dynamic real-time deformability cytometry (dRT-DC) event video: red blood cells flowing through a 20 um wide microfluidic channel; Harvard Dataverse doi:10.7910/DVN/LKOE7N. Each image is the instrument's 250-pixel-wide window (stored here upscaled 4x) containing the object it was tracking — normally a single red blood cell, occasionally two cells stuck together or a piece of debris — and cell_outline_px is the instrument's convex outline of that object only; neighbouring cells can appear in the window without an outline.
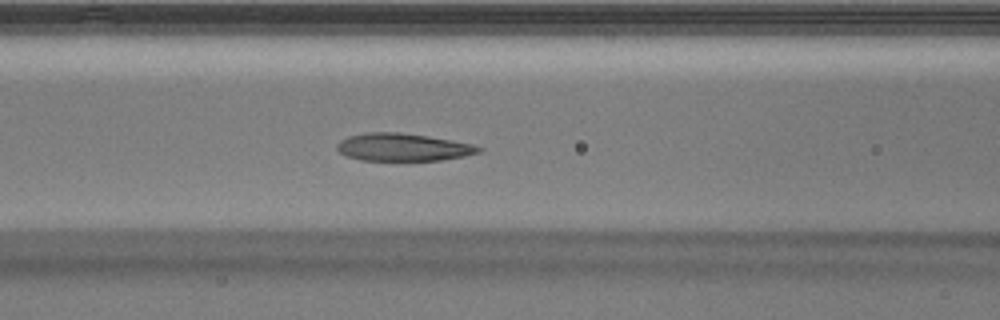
{"species": "Egyptian fruit bat (a non-hibernating species)", "species_latin": "Rousettus aegyptiacus", "temperature_condition": "warm", "stored_images_in_passage": 31, "camera_frame_rate_fps": 3000, "um_per_image_px": 0.085, "animal": {"sex": "male"}, "frame": {"image": 1, "passage_image": 10, "time_ms": 3.0, "image_size_px": [1000, 320], "cell_outline_px": [[484, 148], [480, 152], [464, 156], [440, 160], [360, 160], [348, 156], [340, 152], [336, 148], [336, 144], [340, 140], [348, 136], [364, 132], [400, 132], [428, 136], [472, 144]], "centroid_in_image_um": [34.23, 12.5], "position_along_channel_um": 132.4, "area_um2": 22.77}}